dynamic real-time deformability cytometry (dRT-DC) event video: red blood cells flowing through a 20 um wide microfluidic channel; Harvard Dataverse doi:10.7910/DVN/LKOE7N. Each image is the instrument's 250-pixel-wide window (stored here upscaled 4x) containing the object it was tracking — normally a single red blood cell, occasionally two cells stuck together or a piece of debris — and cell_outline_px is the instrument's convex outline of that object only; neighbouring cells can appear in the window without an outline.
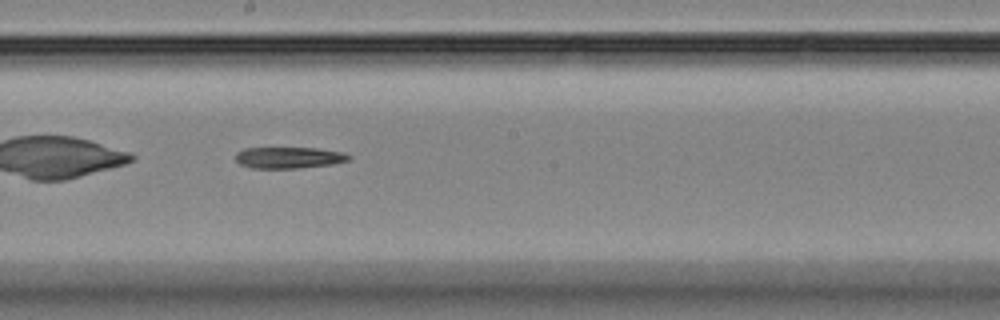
{"species": "Egyptian fruit bat (a non-hibernating species)", "species_latin": "Rousettus aegyptiacus", "temperature_condition": "room temperature", "stored_images_in_passage": 33, "camera_frame_rate_fps": 3000, "um_per_image_px": 0.085, "animal": {"sex": "female"}, "frame": {"image": 1, "passage_image": 15, "time_ms": 4.667, "image_size_px": [1000, 320], "cell_outline_px": [[352, 156], [348, 160], [332, 164], [300, 168], [252, 168], [240, 164], [236, 160], [236, 152], [244, 148], [316, 148], [344, 152]], "centroid_in_image_um": [24.56, 13.39], "position_along_channel_um": 223.6, "area_um2": 14.1}}
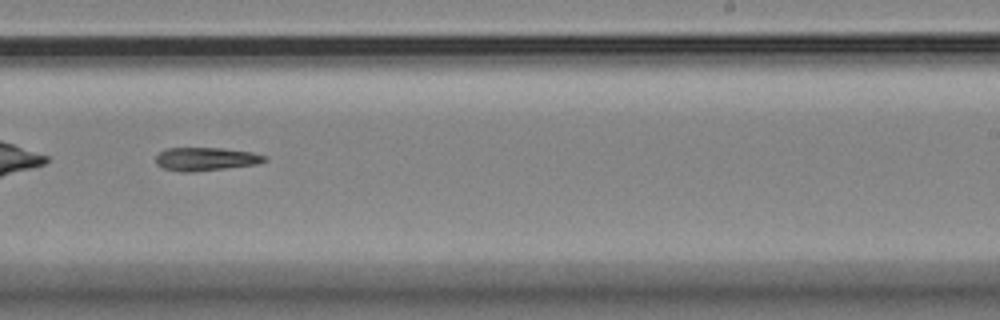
{"frame": {"image": 2, "passage_image": 19, "time_ms": 6.0, "image_size_px": [1000, 320], "cell_outline_px": [[268, 160], [256, 164], [192, 172], [180, 172], [164, 168], [156, 164], [156, 156], [164, 148], [224, 148], [252, 152], [268, 156]], "centroid_in_image_um": [17.49, 13.51], "position_along_channel_um": 271.5, "area_um2": 14.8}}